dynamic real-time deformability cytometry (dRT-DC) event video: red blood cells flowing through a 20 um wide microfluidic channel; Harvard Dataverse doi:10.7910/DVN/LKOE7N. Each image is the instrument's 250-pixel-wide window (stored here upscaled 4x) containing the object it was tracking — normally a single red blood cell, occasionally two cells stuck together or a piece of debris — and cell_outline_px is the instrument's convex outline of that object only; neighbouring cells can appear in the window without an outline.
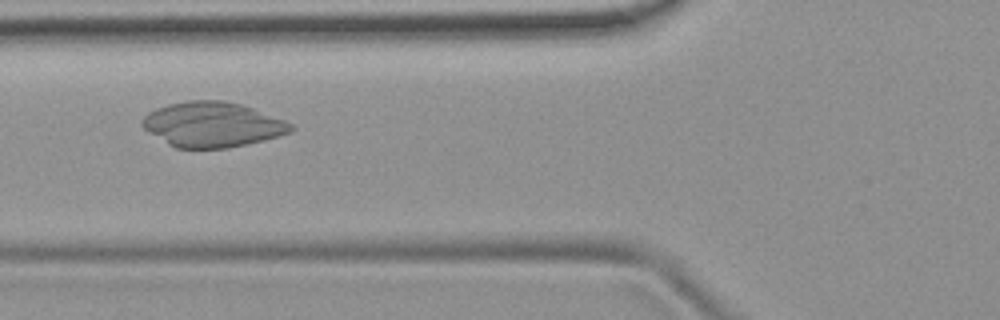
{"species": "common noctule bat (a hibernating species)", "species_latin": "Nyctalus noctula", "temperature_condition": "room temperature", "stored_images_in_passage": 3, "camera_frame_rate_fps": 3000, "um_per_image_px": 0.085, "animal": {"sex": "female", "body_mass_g": 19.9}, "frame": {"image": 1, "passage_image": 2, "time_ms": 1.0, "image_size_px": [1000, 320], "cell_outline_px": [[296, 128], [292, 132], [264, 140], [228, 148], [176, 148], [168, 144], [148, 132], [140, 124], [140, 120], [148, 112], [156, 108], [168, 104], [188, 100], [220, 100], [240, 104], [252, 108], [284, 120], [292, 124]], "centroid_in_image_um": [18.03, 10.58], "position_along_channel_um": 107.8, "area_um2": 39.02}}
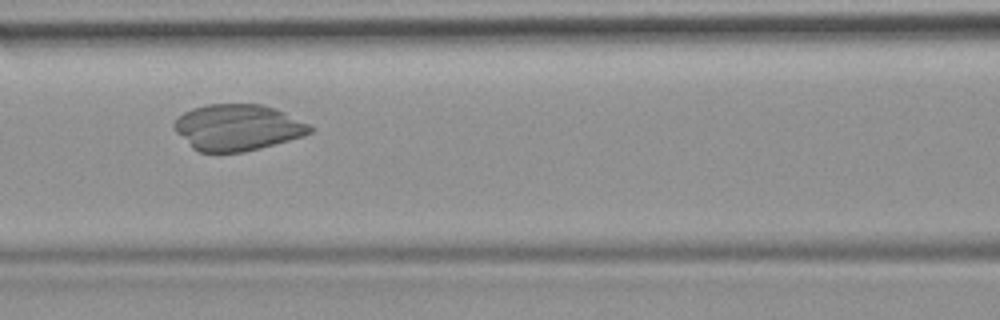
{"frame": {"image": 2, "passage_image": 3, "time_ms": 2.0, "image_size_px": [1000, 320], "cell_outline_px": [[316, 128], [312, 132], [304, 136], [260, 148], [244, 152], [200, 152], [192, 148], [172, 128], [172, 124], [184, 112], [192, 108], [208, 104], [264, 104], [276, 108]], "centroid_in_image_um": [20.19, 10.83], "position_along_channel_um": 146.4, "area_um2": 36.7}}